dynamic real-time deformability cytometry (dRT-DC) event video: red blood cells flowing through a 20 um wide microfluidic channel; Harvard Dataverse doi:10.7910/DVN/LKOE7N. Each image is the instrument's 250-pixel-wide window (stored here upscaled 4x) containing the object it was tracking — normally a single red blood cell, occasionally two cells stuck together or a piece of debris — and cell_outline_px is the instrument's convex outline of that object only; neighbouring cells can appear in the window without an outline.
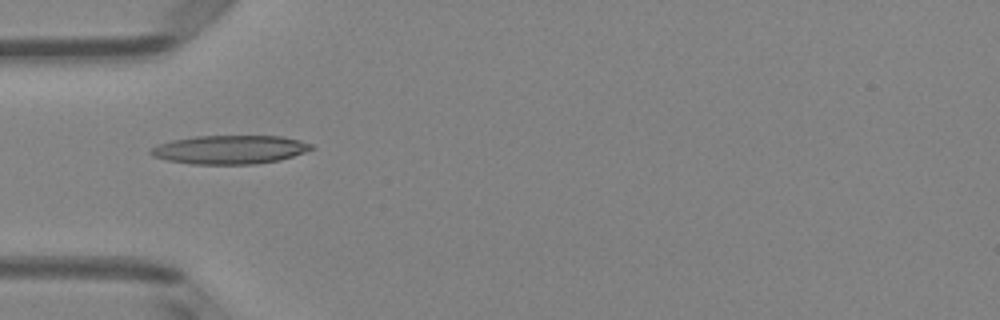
{"species": "Egyptian fruit bat (a non-hibernating species)", "species_latin": "Rousettus aegyptiacus", "temperature_condition": "room temperature", "stored_images_in_passage": 35, "camera_frame_rate_fps": 3000, "um_per_image_px": 0.085, "animal": {"sex": "female"}, "frame": {"image": 1, "passage_image": 1, "time_ms": 0.0, "image_size_px": [1000, 320], "cell_outline_px": [[316, 148], [280, 160], [252, 164], [192, 164], [168, 160], [152, 156], [148, 152], [156, 144], [172, 140], [192, 136], [280, 136], [300, 140], [312, 144]], "centroid_in_image_um": [19.52, 12.71], "position_along_channel_um": 65.5, "area_um2": 26.88}}
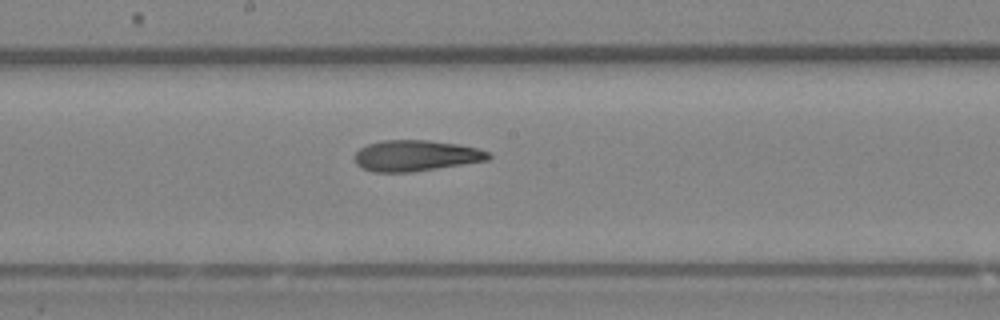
{"frame": {"image": 2, "passage_image": 12, "time_ms": 3.667, "image_size_px": [1000, 320], "cell_outline_px": [[492, 156], [488, 160], [412, 172], [372, 172], [356, 164], [356, 152], [360, 148], [368, 144], [384, 140], [428, 140], [460, 144], [476, 148], [488, 152]], "centroid_in_image_um": [35.35, 13.23], "position_along_channel_um": 212.8, "area_um2": 23.99}}
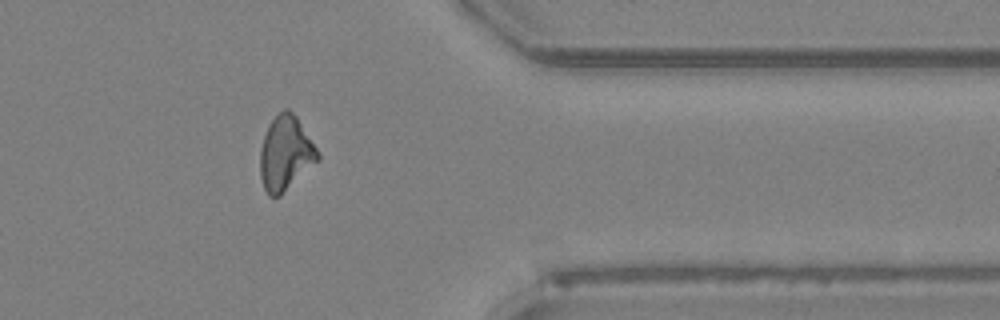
{"frame": {"image": 3, "passage_image": 26, "time_ms": 8.333, "image_size_px": [1000, 320], "cell_outline_px": [[320, 160], [280, 196], [268, 196], [264, 188], [260, 176], [260, 148], [268, 124], [284, 108], [288, 108], [296, 116], [316, 148], [320, 156]], "centroid_in_image_um": [24.26, 13.05], "position_along_channel_um": 387.1, "area_um2": 24.91}, "authors_computed_cell_mechanics": {"area_um2": 24.2182, "velocity_mm_per_s": 4.0582, "shape_relaxation_time_tau1_ms": 8.0304, "shape_relaxation_time_tau2_ms": 2.8138, "deformation_change_tau1": 0.2581, "deformation_change_tau2": 0.1243}}